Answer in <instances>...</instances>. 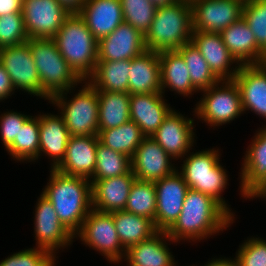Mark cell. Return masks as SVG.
Returning <instances> with one entry per match:
<instances>
[{
  "mask_svg": "<svg viewBox=\"0 0 266 266\" xmlns=\"http://www.w3.org/2000/svg\"><path fill=\"white\" fill-rule=\"evenodd\" d=\"M234 220L212 197L189 189L178 219L166 232L177 243L181 240L197 243L227 230Z\"/></svg>",
  "mask_w": 266,
  "mask_h": 266,
  "instance_id": "obj_1",
  "label": "cell"
},
{
  "mask_svg": "<svg viewBox=\"0 0 266 266\" xmlns=\"http://www.w3.org/2000/svg\"><path fill=\"white\" fill-rule=\"evenodd\" d=\"M54 206L60 222L75 235L92 208L91 182L50 169L42 193Z\"/></svg>",
  "mask_w": 266,
  "mask_h": 266,
  "instance_id": "obj_2",
  "label": "cell"
},
{
  "mask_svg": "<svg viewBox=\"0 0 266 266\" xmlns=\"http://www.w3.org/2000/svg\"><path fill=\"white\" fill-rule=\"evenodd\" d=\"M192 7L190 0L157 6L149 31L144 36L146 50L172 51L191 42Z\"/></svg>",
  "mask_w": 266,
  "mask_h": 266,
  "instance_id": "obj_3",
  "label": "cell"
},
{
  "mask_svg": "<svg viewBox=\"0 0 266 266\" xmlns=\"http://www.w3.org/2000/svg\"><path fill=\"white\" fill-rule=\"evenodd\" d=\"M63 58L84 81L94 72L98 61V41L79 14H70L53 37Z\"/></svg>",
  "mask_w": 266,
  "mask_h": 266,
  "instance_id": "obj_4",
  "label": "cell"
},
{
  "mask_svg": "<svg viewBox=\"0 0 266 266\" xmlns=\"http://www.w3.org/2000/svg\"><path fill=\"white\" fill-rule=\"evenodd\" d=\"M219 148H208L198 152H188L183 157L181 170L182 175L189 189L204 193L216 200L234 219L230 205L222 197V192L228 185V175L224 166L220 164ZM232 211V212H231Z\"/></svg>",
  "mask_w": 266,
  "mask_h": 266,
  "instance_id": "obj_5",
  "label": "cell"
},
{
  "mask_svg": "<svg viewBox=\"0 0 266 266\" xmlns=\"http://www.w3.org/2000/svg\"><path fill=\"white\" fill-rule=\"evenodd\" d=\"M41 90L52 99L66 90L77 88L83 80L69 66L53 39H28Z\"/></svg>",
  "mask_w": 266,
  "mask_h": 266,
  "instance_id": "obj_6",
  "label": "cell"
},
{
  "mask_svg": "<svg viewBox=\"0 0 266 266\" xmlns=\"http://www.w3.org/2000/svg\"><path fill=\"white\" fill-rule=\"evenodd\" d=\"M82 85L71 99L67 100V93H72L75 88L55 95L49 103L59 109L70 136L98 135V90L87 80H84Z\"/></svg>",
  "mask_w": 266,
  "mask_h": 266,
  "instance_id": "obj_7",
  "label": "cell"
},
{
  "mask_svg": "<svg viewBox=\"0 0 266 266\" xmlns=\"http://www.w3.org/2000/svg\"><path fill=\"white\" fill-rule=\"evenodd\" d=\"M203 95L194 107V116L211 128L228 124L244 114L240 91L234 80H220L201 91Z\"/></svg>",
  "mask_w": 266,
  "mask_h": 266,
  "instance_id": "obj_8",
  "label": "cell"
},
{
  "mask_svg": "<svg viewBox=\"0 0 266 266\" xmlns=\"http://www.w3.org/2000/svg\"><path fill=\"white\" fill-rule=\"evenodd\" d=\"M74 236L99 252L109 263L118 264L124 260L126 250L119 240L112 213L92 209Z\"/></svg>",
  "mask_w": 266,
  "mask_h": 266,
  "instance_id": "obj_9",
  "label": "cell"
},
{
  "mask_svg": "<svg viewBox=\"0 0 266 266\" xmlns=\"http://www.w3.org/2000/svg\"><path fill=\"white\" fill-rule=\"evenodd\" d=\"M0 64L6 69L15 90L50 102L51 99L41 90V80L27 42L1 48Z\"/></svg>",
  "mask_w": 266,
  "mask_h": 266,
  "instance_id": "obj_10",
  "label": "cell"
},
{
  "mask_svg": "<svg viewBox=\"0 0 266 266\" xmlns=\"http://www.w3.org/2000/svg\"><path fill=\"white\" fill-rule=\"evenodd\" d=\"M69 15L57 0H22V16L29 39H53Z\"/></svg>",
  "mask_w": 266,
  "mask_h": 266,
  "instance_id": "obj_11",
  "label": "cell"
},
{
  "mask_svg": "<svg viewBox=\"0 0 266 266\" xmlns=\"http://www.w3.org/2000/svg\"><path fill=\"white\" fill-rule=\"evenodd\" d=\"M34 215L36 248L47 250L56 257L58 249L72 245L75 236L60 222L53 204L42 194L38 197Z\"/></svg>",
  "mask_w": 266,
  "mask_h": 266,
  "instance_id": "obj_12",
  "label": "cell"
},
{
  "mask_svg": "<svg viewBox=\"0 0 266 266\" xmlns=\"http://www.w3.org/2000/svg\"><path fill=\"white\" fill-rule=\"evenodd\" d=\"M193 31L220 33L242 17L245 0H190Z\"/></svg>",
  "mask_w": 266,
  "mask_h": 266,
  "instance_id": "obj_13",
  "label": "cell"
},
{
  "mask_svg": "<svg viewBox=\"0 0 266 266\" xmlns=\"http://www.w3.org/2000/svg\"><path fill=\"white\" fill-rule=\"evenodd\" d=\"M193 118L172 110L152 138L174 159L185 157L195 143Z\"/></svg>",
  "mask_w": 266,
  "mask_h": 266,
  "instance_id": "obj_14",
  "label": "cell"
},
{
  "mask_svg": "<svg viewBox=\"0 0 266 266\" xmlns=\"http://www.w3.org/2000/svg\"><path fill=\"white\" fill-rule=\"evenodd\" d=\"M156 187V229L167 231L178 219L189 187L178 168L171 175L154 181Z\"/></svg>",
  "mask_w": 266,
  "mask_h": 266,
  "instance_id": "obj_15",
  "label": "cell"
},
{
  "mask_svg": "<svg viewBox=\"0 0 266 266\" xmlns=\"http://www.w3.org/2000/svg\"><path fill=\"white\" fill-rule=\"evenodd\" d=\"M173 158L151 137H145L131 158V171L138 180L157 181L177 169Z\"/></svg>",
  "mask_w": 266,
  "mask_h": 266,
  "instance_id": "obj_16",
  "label": "cell"
},
{
  "mask_svg": "<svg viewBox=\"0 0 266 266\" xmlns=\"http://www.w3.org/2000/svg\"><path fill=\"white\" fill-rule=\"evenodd\" d=\"M191 42L200 51L213 74L219 80H233L235 78L240 64L230 54L220 33L192 31ZM231 65L233 66L231 67Z\"/></svg>",
  "mask_w": 266,
  "mask_h": 266,
  "instance_id": "obj_17",
  "label": "cell"
},
{
  "mask_svg": "<svg viewBox=\"0 0 266 266\" xmlns=\"http://www.w3.org/2000/svg\"><path fill=\"white\" fill-rule=\"evenodd\" d=\"M145 50L144 35L123 21L98 41V61L130 60Z\"/></svg>",
  "mask_w": 266,
  "mask_h": 266,
  "instance_id": "obj_18",
  "label": "cell"
},
{
  "mask_svg": "<svg viewBox=\"0 0 266 266\" xmlns=\"http://www.w3.org/2000/svg\"><path fill=\"white\" fill-rule=\"evenodd\" d=\"M237 84L243 112L266 119V63L240 65L233 79Z\"/></svg>",
  "mask_w": 266,
  "mask_h": 266,
  "instance_id": "obj_19",
  "label": "cell"
},
{
  "mask_svg": "<svg viewBox=\"0 0 266 266\" xmlns=\"http://www.w3.org/2000/svg\"><path fill=\"white\" fill-rule=\"evenodd\" d=\"M98 136H70L66 154L55 168L58 172L90 179L96 166Z\"/></svg>",
  "mask_w": 266,
  "mask_h": 266,
  "instance_id": "obj_20",
  "label": "cell"
},
{
  "mask_svg": "<svg viewBox=\"0 0 266 266\" xmlns=\"http://www.w3.org/2000/svg\"><path fill=\"white\" fill-rule=\"evenodd\" d=\"M164 96L162 93L130 95V120L137 124L146 137H152L174 109L166 103Z\"/></svg>",
  "mask_w": 266,
  "mask_h": 266,
  "instance_id": "obj_21",
  "label": "cell"
},
{
  "mask_svg": "<svg viewBox=\"0 0 266 266\" xmlns=\"http://www.w3.org/2000/svg\"><path fill=\"white\" fill-rule=\"evenodd\" d=\"M220 35L230 54L240 65L266 63V53L258 46L243 17L222 30Z\"/></svg>",
  "mask_w": 266,
  "mask_h": 266,
  "instance_id": "obj_22",
  "label": "cell"
},
{
  "mask_svg": "<svg viewBox=\"0 0 266 266\" xmlns=\"http://www.w3.org/2000/svg\"><path fill=\"white\" fill-rule=\"evenodd\" d=\"M135 179L134 173L130 170L121 176L91 182L92 208L109 213L124 210Z\"/></svg>",
  "mask_w": 266,
  "mask_h": 266,
  "instance_id": "obj_23",
  "label": "cell"
},
{
  "mask_svg": "<svg viewBox=\"0 0 266 266\" xmlns=\"http://www.w3.org/2000/svg\"><path fill=\"white\" fill-rule=\"evenodd\" d=\"M241 163L240 192L247 196L266 179V126L256 131Z\"/></svg>",
  "mask_w": 266,
  "mask_h": 266,
  "instance_id": "obj_24",
  "label": "cell"
},
{
  "mask_svg": "<svg viewBox=\"0 0 266 266\" xmlns=\"http://www.w3.org/2000/svg\"><path fill=\"white\" fill-rule=\"evenodd\" d=\"M69 138V131L60 113L39 114V157L42 153L50 157L51 169H55L64 159Z\"/></svg>",
  "mask_w": 266,
  "mask_h": 266,
  "instance_id": "obj_25",
  "label": "cell"
},
{
  "mask_svg": "<svg viewBox=\"0 0 266 266\" xmlns=\"http://www.w3.org/2000/svg\"><path fill=\"white\" fill-rule=\"evenodd\" d=\"M79 15L97 41L112 33L123 22L120 0H86Z\"/></svg>",
  "mask_w": 266,
  "mask_h": 266,
  "instance_id": "obj_26",
  "label": "cell"
},
{
  "mask_svg": "<svg viewBox=\"0 0 266 266\" xmlns=\"http://www.w3.org/2000/svg\"><path fill=\"white\" fill-rule=\"evenodd\" d=\"M166 241L177 243L166 231H158L151 238L128 248L124 261L127 266H175L177 261L174 260Z\"/></svg>",
  "mask_w": 266,
  "mask_h": 266,
  "instance_id": "obj_27",
  "label": "cell"
},
{
  "mask_svg": "<svg viewBox=\"0 0 266 266\" xmlns=\"http://www.w3.org/2000/svg\"><path fill=\"white\" fill-rule=\"evenodd\" d=\"M161 66L159 53L145 50L130 59L128 93H161Z\"/></svg>",
  "mask_w": 266,
  "mask_h": 266,
  "instance_id": "obj_28",
  "label": "cell"
},
{
  "mask_svg": "<svg viewBox=\"0 0 266 266\" xmlns=\"http://www.w3.org/2000/svg\"><path fill=\"white\" fill-rule=\"evenodd\" d=\"M162 94L169 88L179 95L190 97L197 90L191 83L190 74L183 56L177 51L159 52ZM166 88V89H165Z\"/></svg>",
  "mask_w": 266,
  "mask_h": 266,
  "instance_id": "obj_29",
  "label": "cell"
},
{
  "mask_svg": "<svg viewBox=\"0 0 266 266\" xmlns=\"http://www.w3.org/2000/svg\"><path fill=\"white\" fill-rule=\"evenodd\" d=\"M119 240L125 250L151 238L158 232L154 222L147 217L125 210L111 212Z\"/></svg>",
  "mask_w": 266,
  "mask_h": 266,
  "instance_id": "obj_30",
  "label": "cell"
},
{
  "mask_svg": "<svg viewBox=\"0 0 266 266\" xmlns=\"http://www.w3.org/2000/svg\"><path fill=\"white\" fill-rule=\"evenodd\" d=\"M130 60L97 61L87 81L98 91L128 93Z\"/></svg>",
  "mask_w": 266,
  "mask_h": 266,
  "instance_id": "obj_31",
  "label": "cell"
},
{
  "mask_svg": "<svg viewBox=\"0 0 266 266\" xmlns=\"http://www.w3.org/2000/svg\"><path fill=\"white\" fill-rule=\"evenodd\" d=\"M99 130L116 128L130 120V94L98 91Z\"/></svg>",
  "mask_w": 266,
  "mask_h": 266,
  "instance_id": "obj_32",
  "label": "cell"
},
{
  "mask_svg": "<svg viewBox=\"0 0 266 266\" xmlns=\"http://www.w3.org/2000/svg\"><path fill=\"white\" fill-rule=\"evenodd\" d=\"M99 142L114 151L132 158L137 147L146 137L137 124L129 120L124 124L107 130H99Z\"/></svg>",
  "mask_w": 266,
  "mask_h": 266,
  "instance_id": "obj_33",
  "label": "cell"
},
{
  "mask_svg": "<svg viewBox=\"0 0 266 266\" xmlns=\"http://www.w3.org/2000/svg\"><path fill=\"white\" fill-rule=\"evenodd\" d=\"M13 160L36 162L39 158V115L31 116L6 149Z\"/></svg>",
  "mask_w": 266,
  "mask_h": 266,
  "instance_id": "obj_34",
  "label": "cell"
},
{
  "mask_svg": "<svg viewBox=\"0 0 266 266\" xmlns=\"http://www.w3.org/2000/svg\"><path fill=\"white\" fill-rule=\"evenodd\" d=\"M156 202L154 182L135 179L124 210L149 218L154 222L156 228Z\"/></svg>",
  "mask_w": 266,
  "mask_h": 266,
  "instance_id": "obj_35",
  "label": "cell"
},
{
  "mask_svg": "<svg viewBox=\"0 0 266 266\" xmlns=\"http://www.w3.org/2000/svg\"><path fill=\"white\" fill-rule=\"evenodd\" d=\"M177 51L183 56L189 70L191 83L198 92L204 91L220 81L192 42L184 44Z\"/></svg>",
  "mask_w": 266,
  "mask_h": 266,
  "instance_id": "obj_36",
  "label": "cell"
},
{
  "mask_svg": "<svg viewBox=\"0 0 266 266\" xmlns=\"http://www.w3.org/2000/svg\"><path fill=\"white\" fill-rule=\"evenodd\" d=\"M96 166L90 182L127 174L131 170V158L114 151L98 141ZM92 179V180H91Z\"/></svg>",
  "mask_w": 266,
  "mask_h": 266,
  "instance_id": "obj_37",
  "label": "cell"
},
{
  "mask_svg": "<svg viewBox=\"0 0 266 266\" xmlns=\"http://www.w3.org/2000/svg\"><path fill=\"white\" fill-rule=\"evenodd\" d=\"M120 2L123 21L145 36L151 27L157 6L150 0H120Z\"/></svg>",
  "mask_w": 266,
  "mask_h": 266,
  "instance_id": "obj_38",
  "label": "cell"
},
{
  "mask_svg": "<svg viewBox=\"0 0 266 266\" xmlns=\"http://www.w3.org/2000/svg\"><path fill=\"white\" fill-rule=\"evenodd\" d=\"M242 17L266 53V0H245Z\"/></svg>",
  "mask_w": 266,
  "mask_h": 266,
  "instance_id": "obj_39",
  "label": "cell"
},
{
  "mask_svg": "<svg viewBox=\"0 0 266 266\" xmlns=\"http://www.w3.org/2000/svg\"><path fill=\"white\" fill-rule=\"evenodd\" d=\"M28 39L22 12L0 16V49L25 43Z\"/></svg>",
  "mask_w": 266,
  "mask_h": 266,
  "instance_id": "obj_40",
  "label": "cell"
},
{
  "mask_svg": "<svg viewBox=\"0 0 266 266\" xmlns=\"http://www.w3.org/2000/svg\"><path fill=\"white\" fill-rule=\"evenodd\" d=\"M236 266H266V241L251 237L241 245L234 258Z\"/></svg>",
  "mask_w": 266,
  "mask_h": 266,
  "instance_id": "obj_41",
  "label": "cell"
},
{
  "mask_svg": "<svg viewBox=\"0 0 266 266\" xmlns=\"http://www.w3.org/2000/svg\"><path fill=\"white\" fill-rule=\"evenodd\" d=\"M56 258L47 250L33 247L13 253L0 261V266H55Z\"/></svg>",
  "mask_w": 266,
  "mask_h": 266,
  "instance_id": "obj_42",
  "label": "cell"
},
{
  "mask_svg": "<svg viewBox=\"0 0 266 266\" xmlns=\"http://www.w3.org/2000/svg\"><path fill=\"white\" fill-rule=\"evenodd\" d=\"M30 115L22 114L17 111H6L0 116V137L3 147L7 149L17 138L19 130L23 124L30 118Z\"/></svg>",
  "mask_w": 266,
  "mask_h": 266,
  "instance_id": "obj_43",
  "label": "cell"
},
{
  "mask_svg": "<svg viewBox=\"0 0 266 266\" xmlns=\"http://www.w3.org/2000/svg\"><path fill=\"white\" fill-rule=\"evenodd\" d=\"M10 76L6 69L0 64V101H3L15 92Z\"/></svg>",
  "mask_w": 266,
  "mask_h": 266,
  "instance_id": "obj_44",
  "label": "cell"
},
{
  "mask_svg": "<svg viewBox=\"0 0 266 266\" xmlns=\"http://www.w3.org/2000/svg\"><path fill=\"white\" fill-rule=\"evenodd\" d=\"M22 12V0H0V16Z\"/></svg>",
  "mask_w": 266,
  "mask_h": 266,
  "instance_id": "obj_45",
  "label": "cell"
},
{
  "mask_svg": "<svg viewBox=\"0 0 266 266\" xmlns=\"http://www.w3.org/2000/svg\"><path fill=\"white\" fill-rule=\"evenodd\" d=\"M69 14H79L86 0H57Z\"/></svg>",
  "mask_w": 266,
  "mask_h": 266,
  "instance_id": "obj_46",
  "label": "cell"
},
{
  "mask_svg": "<svg viewBox=\"0 0 266 266\" xmlns=\"http://www.w3.org/2000/svg\"><path fill=\"white\" fill-rule=\"evenodd\" d=\"M266 200V179L258 185L248 196V199L258 198Z\"/></svg>",
  "mask_w": 266,
  "mask_h": 266,
  "instance_id": "obj_47",
  "label": "cell"
},
{
  "mask_svg": "<svg viewBox=\"0 0 266 266\" xmlns=\"http://www.w3.org/2000/svg\"><path fill=\"white\" fill-rule=\"evenodd\" d=\"M193 266V265H192ZM195 266V265H194ZM204 266H236L234 259L230 258H216L209 260Z\"/></svg>",
  "mask_w": 266,
  "mask_h": 266,
  "instance_id": "obj_48",
  "label": "cell"
},
{
  "mask_svg": "<svg viewBox=\"0 0 266 266\" xmlns=\"http://www.w3.org/2000/svg\"><path fill=\"white\" fill-rule=\"evenodd\" d=\"M156 6L168 5L180 0H150Z\"/></svg>",
  "mask_w": 266,
  "mask_h": 266,
  "instance_id": "obj_49",
  "label": "cell"
}]
</instances>
